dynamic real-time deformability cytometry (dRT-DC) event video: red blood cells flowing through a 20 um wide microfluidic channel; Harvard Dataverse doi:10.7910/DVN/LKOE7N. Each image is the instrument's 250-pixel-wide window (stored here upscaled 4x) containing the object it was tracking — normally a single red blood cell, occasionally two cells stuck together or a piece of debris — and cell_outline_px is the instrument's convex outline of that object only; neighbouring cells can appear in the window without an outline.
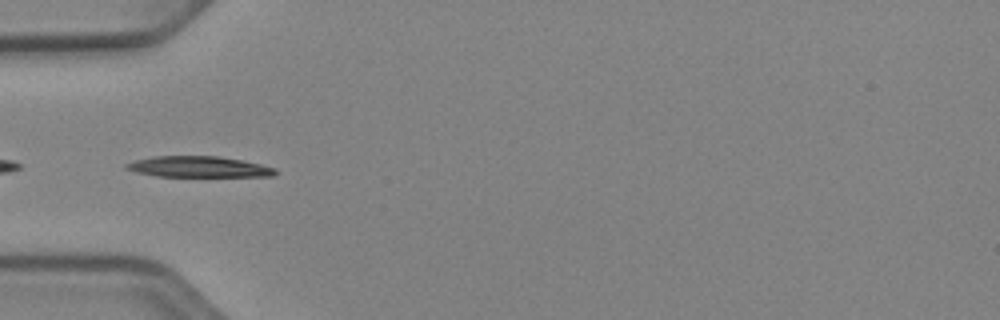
{"species": "Egyptian fruit bat (a non-hibernating species)", "species_latin": "Rousettus aegyptiacus", "temperature_condition": "cold", "stored_images_in_passage": 36, "camera_frame_rate_fps": 3000, "um_per_image_px": 0.085, "animal": {"sex": "female"}, "frame": {"image": 1, "passage_image": 1, "time_ms": 0.0, "image_size_px": [1000, 320], "cell_outline_px": [[276, 172], [272, 176], [156, 176], [136, 172], [124, 168], [124, 164], [136, 160], [152, 156], [216, 156], [240, 160], [260, 164], [276, 168]], "centroid_in_image_um": [16.83, 14.17], "position_along_channel_um": 68.2, "area_um2": 17.98}}
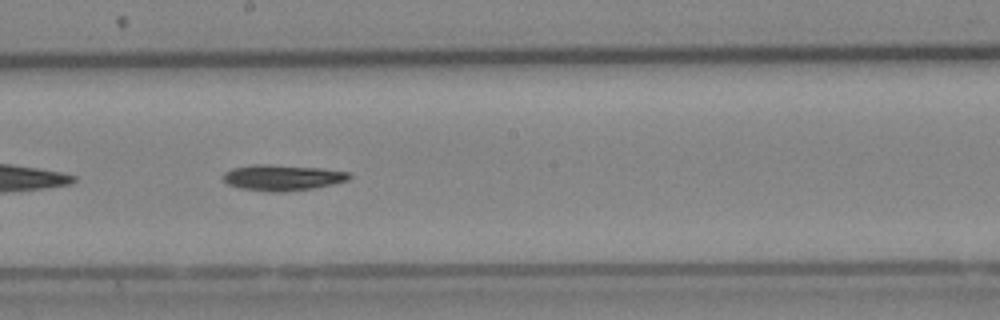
{"frame": {"image": 2, "passage_image": 13, "time_ms": 4.0, "image_size_px": [1000, 320], "cell_outline_px": [[352, 176], [348, 180], [312, 188], [280, 192], [272, 192], [240, 188], [228, 184], [220, 176], [224, 172], [232, 168], [252, 164], [268, 164], [320, 168], [348, 172]], "centroid_in_image_um": [23.94, 15.08], "position_along_channel_um": 224.3, "area_um2": 18.9}}
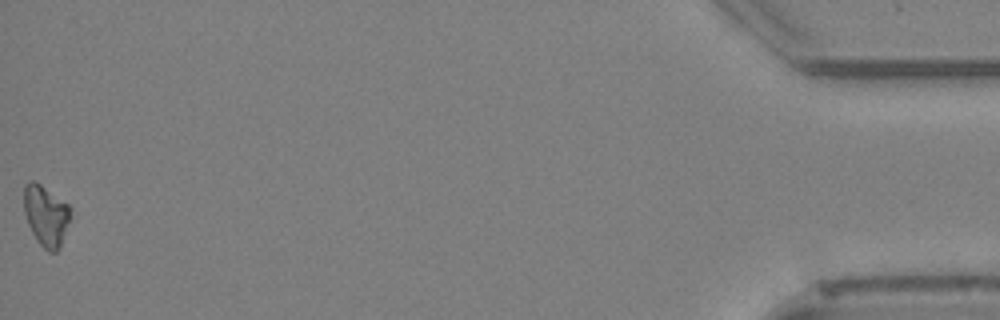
{"frame": {"image": 3, "passage_image": 36, "time_ms": 11.667, "image_size_px": [1000, 320], "cell_outline_px": [[72, 208], [60, 248], [56, 252], [48, 252], [40, 244], [32, 232], [28, 224], [24, 212], [24, 184], [28, 180], [36, 180], [68, 204]], "centroid_in_image_um": [3.89, 18.28], "position_along_channel_um": 431.3, "area_um2": 16.53}, "authors_computed_cell_mechanics": {"area_um2": 17.34, "velocity_mm_per_s": 3.9303, "shape_relaxation_time_tau1_ms": 2.5524, "shape_relaxation_time_tau2_ms": 7.6949, "deformation_change_tau1": 0.1021, "deformation_change_tau2": 0.117}}